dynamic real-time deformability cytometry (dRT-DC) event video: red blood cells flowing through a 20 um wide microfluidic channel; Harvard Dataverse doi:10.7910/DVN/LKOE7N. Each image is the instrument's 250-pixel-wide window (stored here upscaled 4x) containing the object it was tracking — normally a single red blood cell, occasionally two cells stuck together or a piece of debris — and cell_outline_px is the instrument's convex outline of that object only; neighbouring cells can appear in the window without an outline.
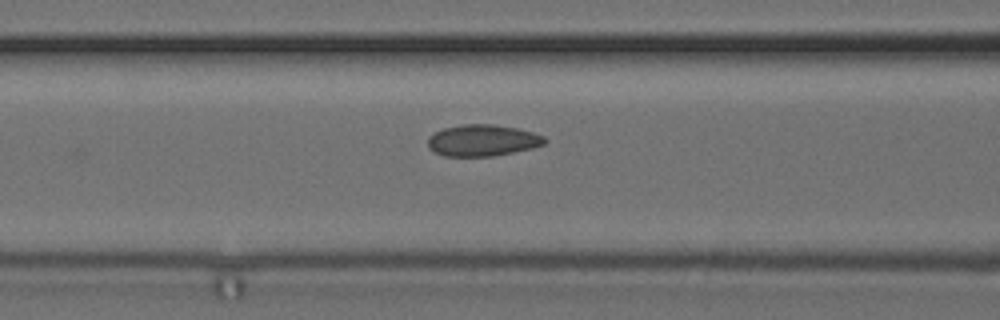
{"species": "common noctule bat (a hibernating species)", "species_latin": "Nyctalus noctula", "temperature_condition": "cold", "stored_images_in_passage": 3, "camera_frame_rate_fps": 3000, "um_per_image_px": 0.085, "animal": {"sex": "female", "body_mass_g": 24.6, "forearm_length_mm": 56.2}, "frame": {"image": 1, "passage_image": 3, "time_ms": 2.333, "image_size_px": [1000, 320], "cell_outline_px": [[548, 140], [544, 144], [532, 148], [492, 156], [444, 156], [428, 148], [428, 136], [444, 128], [460, 124], [496, 124], [516, 128], [532, 132], [544, 136]], "centroid_in_image_um": [41.01, 11.92], "position_along_channel_um": 125.6, "area_um2": 21.44}}